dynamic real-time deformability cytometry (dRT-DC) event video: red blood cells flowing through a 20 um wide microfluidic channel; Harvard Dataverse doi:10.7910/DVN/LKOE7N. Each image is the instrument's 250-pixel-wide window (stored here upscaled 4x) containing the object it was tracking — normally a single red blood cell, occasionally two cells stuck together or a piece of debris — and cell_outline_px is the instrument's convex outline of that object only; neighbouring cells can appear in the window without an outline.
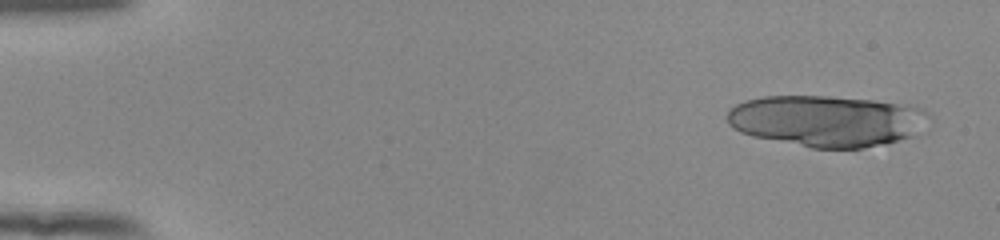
{"species": "human", "species_latin": "Homo sapiens", "temperature_condition": "room temperature", "stored_images_in_passage": 11, "camera_frame_rate_fps": 3000, "um_per_image_px": 0.085, "donor": {"sex": "female"}, "frame": {"image": 1, "passage_image": 3, "time_ms": 0.667, "image_size_px": [1000, 240], "cell_outline_px": [[932, 120], [908, 136], [896, 140], [864, 148], [812, 148], [752, 136], [740, 132], [732, 128], [728, 124], [728, 112], [736, 104], [744, 100], [764, 96], [828, 96], [872, 100], [912, 104], [924, 108], [932, 116]], "centroid_in_image_um": [70.28, 10.25], "position_along_channel_um": 14.7, "area_um2": 60.4}}